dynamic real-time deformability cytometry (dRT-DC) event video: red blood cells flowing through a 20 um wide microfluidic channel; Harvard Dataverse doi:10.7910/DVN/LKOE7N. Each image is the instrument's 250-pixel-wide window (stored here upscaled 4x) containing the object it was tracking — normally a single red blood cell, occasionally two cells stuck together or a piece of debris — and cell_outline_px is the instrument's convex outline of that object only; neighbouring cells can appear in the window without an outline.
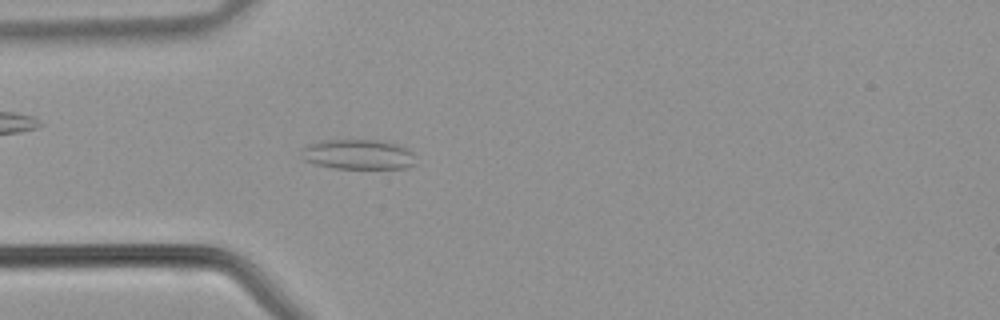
{"species": "common noctule bat (a hibernating species)", "species_latin": "Nyctalus noctula", "temperature_condition": "warm", "stored_images_in_passage": 37, "camera_frame_rate_fps": 3000, "um_per_image_px": 0.085, "animal": {"sex": "male", "body_mass_g": 21.5, "forearm_length_mm": 52.0}, "frame": {"image": 1, "passage_image": 7, "time_ms": 2.0, "image_size_px": [1000, 320], "cell_outline_px": [[416, 164], [408, 168], [332, 168], [316, 164], [304, 160], [300, 156], [304, 148], [308, 144], [320, 140], [376, 140], [396, 144], [412, 152]], "centroid_in_image_um": [30.42, 13.13], "position_along_channel_um": 54.6, "area_um2": 19.88}}
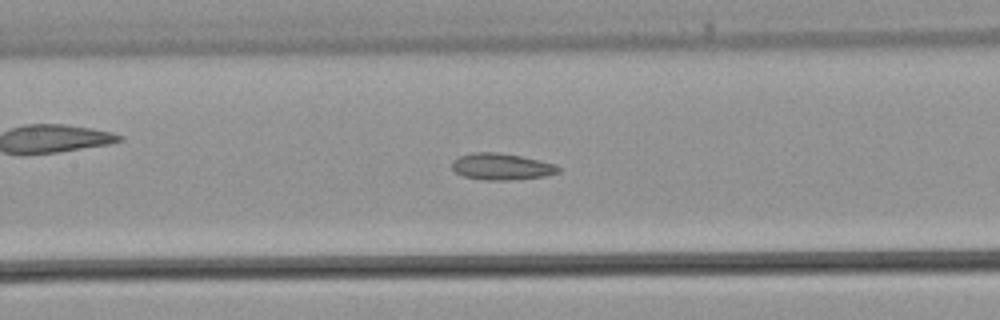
{"frame": {"image": 2, "passage_image": 14, "time_ms": 4.333, "image_size_px": [1000, 320], "cell_outline_px": [[560, 172], [544, 176], [512, 180], [484, 180], [464, 176], [456, 172], [452, 168], [452, 160], [460, 156], [472, 152], [496, 152], [520, 156], [556, 164], [560, 168]], "centroid_in_image_um": [42.62, 14.16], "position_along_channel_um": 164.8, "area_um2": 16.42}}
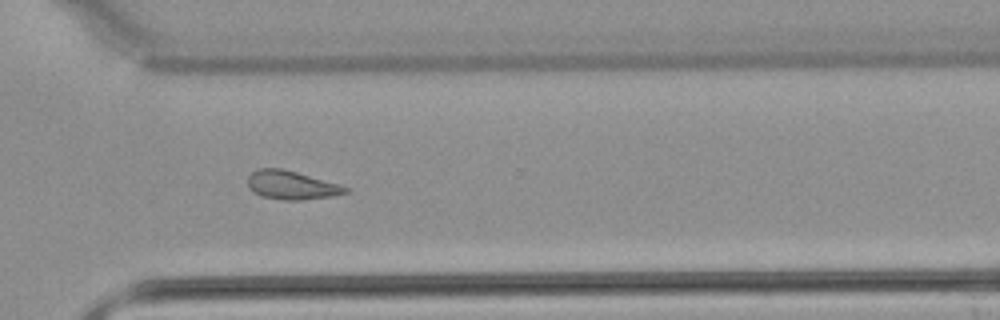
{"frame": {"image": 3, "passage_image": 25, "time_ms": 8.0, "image_size_px": [1000, 320], "cell_outline_px": [[348, 192], [332, 196], [300, 200], [284, 200], [260, 196], [252, 192], [248, 188], [248, 176], [256, 168], [280, 168], [296, 172], [336, 184], [348, 188]], "centroid_in_image_um": [24.69, 15.74], "position_along_channel_um": 345.9, "area_um2": 16.07}}